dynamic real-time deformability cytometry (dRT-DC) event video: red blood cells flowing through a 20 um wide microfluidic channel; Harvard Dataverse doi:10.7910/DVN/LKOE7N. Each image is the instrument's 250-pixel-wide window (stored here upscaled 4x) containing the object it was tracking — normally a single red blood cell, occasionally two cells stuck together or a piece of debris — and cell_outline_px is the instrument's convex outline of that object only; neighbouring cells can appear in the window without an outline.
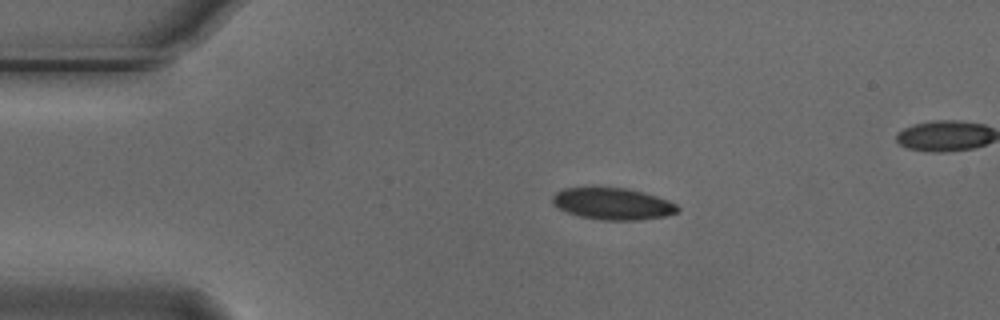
{"species": "Egyptian fruit bat (a non-hibernating species)", "species_latin": "Rousettus aegyptiacus", "temperature_condition": "cold", "stored_images_in_passage": 4, "segment_of_instrument_passage": [1, 2], "camera_frame_rate_fps": 3000, "um_per_image_px": 0.085, "animal": {"sex": "male"}, "frame": {"image": 1, "passage_image": 2, "time_ms": 0.333, "image_size_px": [1000, 320], "cell_outline_px": [[680, 208], [676, 212], [668, 216], [640, 220], [600, 220], [580, 216], [568, 212], [552, 204], [552, 196], [556, 192], [564, 188], [628, 188], [656, 196], [668, 200], [676, 204]], "centroid_in_image_um": [52.1, 17.33], "position_along_channel_um": 32.9, "area_um2": 23.06}}